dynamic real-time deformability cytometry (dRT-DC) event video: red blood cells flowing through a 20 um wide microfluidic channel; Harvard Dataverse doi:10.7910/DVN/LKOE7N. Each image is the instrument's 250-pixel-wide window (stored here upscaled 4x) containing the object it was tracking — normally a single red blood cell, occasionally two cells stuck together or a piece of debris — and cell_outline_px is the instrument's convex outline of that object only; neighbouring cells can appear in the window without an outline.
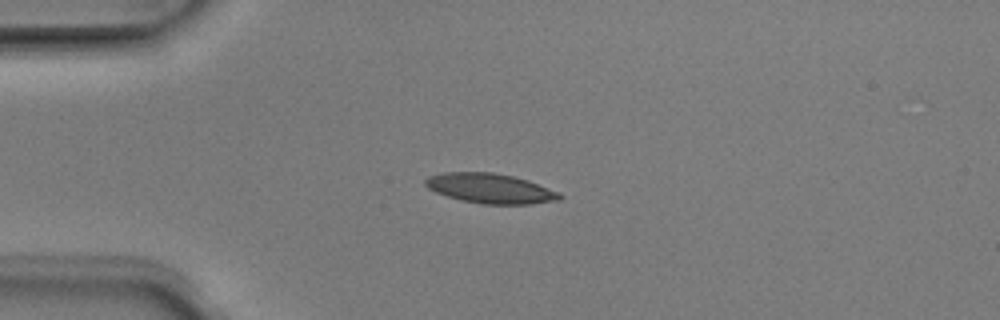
{"species": "Egyptian fruit bat (a non-hibernating species)", "species_latin": "Rousettus aegyptiacus", "temperature_condition": "room temperature", "stored_images_in_passage": 4, "camera_frame_rate_fps": 3000, "um_per_image_px": 0.085, "animal": {"sex": "male"}, "frame": {"image": 1, "passage_image": 3, "time_ms": 0.667, "image_size_px": [1000, 320], "cell_outline_px": [[564, 196], [560, 200], [532, 204], [480, 204], [460, 200], [436, 192], [428, 188], [424, 184], [424, 180], [428, 176], [444, 172], [492, 172], [512, 176], [528, 180], [560, 192]], "centroid_in_image_um": [41.69, 16.02], "position_along_channel_um": 43.3, "area_um2": 23.52}}